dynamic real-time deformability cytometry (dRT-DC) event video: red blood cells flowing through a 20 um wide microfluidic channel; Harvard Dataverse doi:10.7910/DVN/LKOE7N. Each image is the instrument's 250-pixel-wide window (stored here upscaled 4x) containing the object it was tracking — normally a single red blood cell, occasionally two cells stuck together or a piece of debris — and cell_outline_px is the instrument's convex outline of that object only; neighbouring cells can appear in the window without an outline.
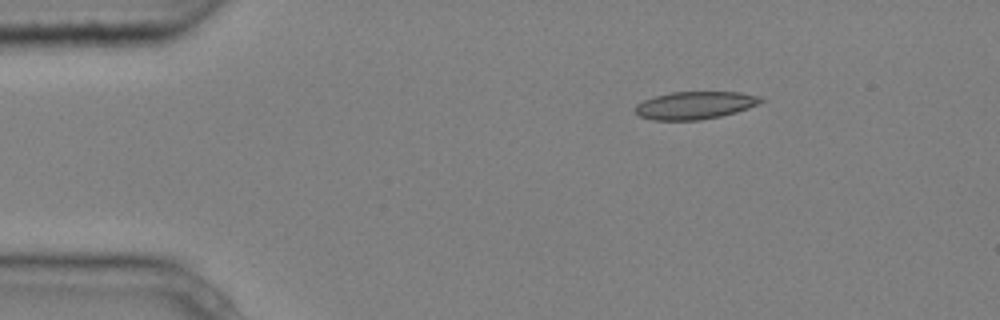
{"species": "common noctule bat (a hibernating species)", "species_latin": "Nyctalus noctula", "temperature_condition": "cold", "stored_images_in_passage": 3, "camera_frame_rate_fps": 3000, "um_per_image_px": 0.085, "animal": {"sex": "male", "body_mass_g": 20.4}, "frame": {"image": 1, "passage_image": 1, "time_ms": 0.0, "image_size_px": [1000, 320], "cell_outline_px": [[764, 100], [760, 104], [736, 112], [720, 116], [700, 120], [652, 120], [640, 116], [636, 112], [636, 104], [644, 100], [656, 96], [672, 92], [740, 92], [760, 96]], "centroid_in_image_um": [59.1, 8.95], "position_along_channel_um": 25.9, "area_um2": 20.17}}